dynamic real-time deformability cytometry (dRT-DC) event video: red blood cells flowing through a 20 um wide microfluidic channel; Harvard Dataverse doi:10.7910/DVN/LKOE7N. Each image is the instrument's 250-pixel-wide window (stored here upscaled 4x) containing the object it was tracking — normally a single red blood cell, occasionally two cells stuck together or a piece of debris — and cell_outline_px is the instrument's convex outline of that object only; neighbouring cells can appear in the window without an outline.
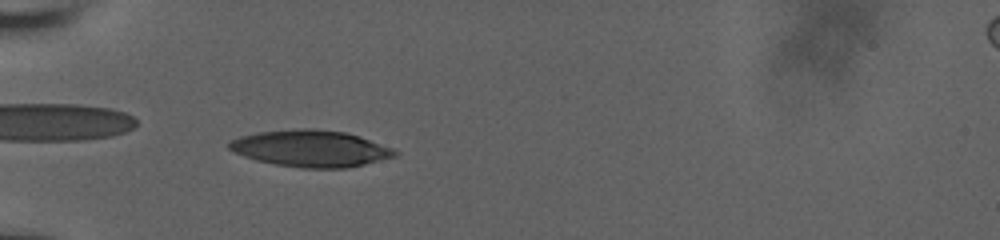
{"species": "human", "species_latin": "Homo sapiens", "temperature_condition": "room temperature", "stored_images_in_passage": 55, "camera_frame_rate_fps": 3000, "um_per_image_px": 0.085, "donor": {"sex": "male"}, "frame": {"image": 1, "passage_image": 18, "time_ms": 5.667, "image_size_px": [1000, 240], "cell_outline_px": [[396, 156], [348, 168], [300, 168], [276, 164], [256, 160], [244, 156], [228, 148], [228, 144], [232, 140], [240, 136], [260, 132], [300, 128], [312, 128], [344, 132], [360, 136], [392, 148], [396, 152]], "centroid_in_image_um": [26.41, 12.62], "position_along_channel_um": 58.6, "area_um2": 35.08}}
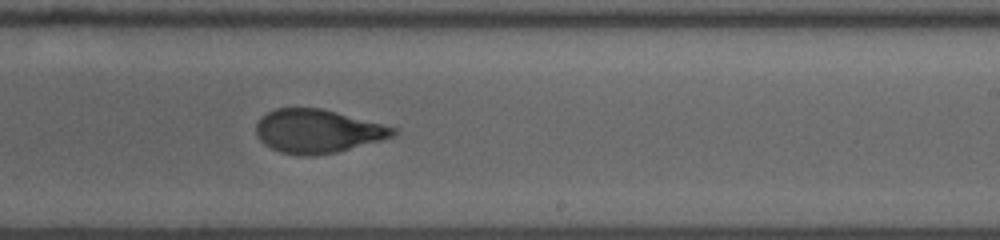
{"frame": {"image": 2, "passage_image": 35, "time_ms": 11.333, "image_size_px": [1000, 240], "cell_outline_px": [[400, 132], [392, 136], [380, 140], [336, 152], [312, 156], [304, 156], [280, 152], [264, 144], [256, 136], [256, 124], [268, 112], [276, 108], [320, 108], [336, 112], [396, 128]], "centroid_in_image_um": [26.97, 11.16], "position_along_channel_um": 262.0, "area_um2": 34.33}}
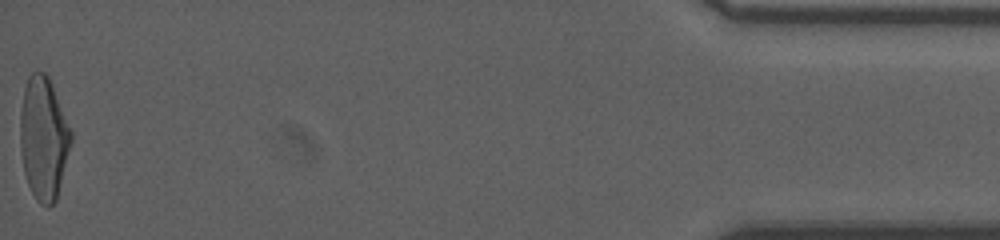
{"frame": {"image": 3, "passage_image": 55, "time_ms": 18.0, "image_size_px": [1000, 240], "cell_outline_px": [[72, 140], [56, 200], [48, 208], [40, 204], [36, 200], [28, 184], [24, 172], [20, 148], [20, 112], [24, 88], [28, 76], [32, 72], [44, 72], [48, 76], [52, 84], [72, 132]], "centroid_in_image_um": [3.69, 11.75], "position_along_channel_um": 431.5, "area_um2": 36.36}, "authors_computed_cell_mechanics": {"area_um2": 35.0846, "velocity_mm_per_s": 3.836, "shape_relaxation_time_tau1_ms": 6.3097, "shape_relaxation_time_tau2_ms": 1.329, "deformation_change_tau1": 0.2369, "deformation_change_tau2": 0.0769}}